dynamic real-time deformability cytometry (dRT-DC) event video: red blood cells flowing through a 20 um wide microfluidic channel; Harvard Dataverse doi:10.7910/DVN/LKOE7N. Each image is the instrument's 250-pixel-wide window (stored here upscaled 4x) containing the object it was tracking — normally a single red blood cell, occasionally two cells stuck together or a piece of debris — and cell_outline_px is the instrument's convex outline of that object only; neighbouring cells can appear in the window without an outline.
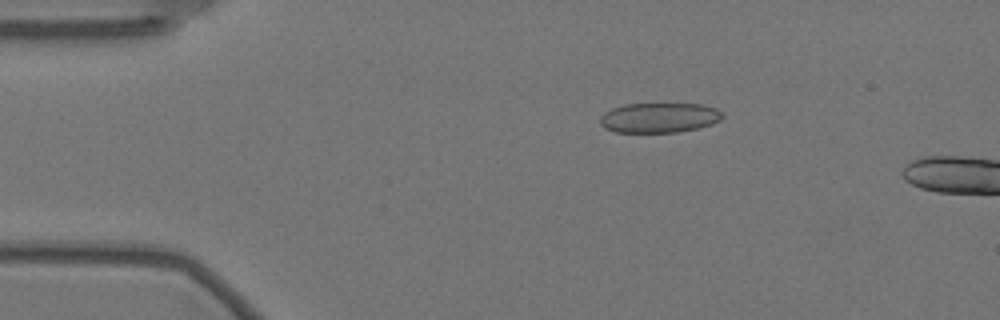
{"species": "Egyptian fruit bat (a non-hibernating species)", "species_latin": "Rousettus aegyptiacus", "temperature_condition": "warm", "stored_images_in_passage": 7, "camera_frame_rate_fps": 3000, "um_per_image_px": 0.085, "animal": {"sex": "female"}, "frame": {"image": 1, "passage_image": 2, "time_ms": 0.333, "image_size_px": [1000, 320], "cell_outline_px": [[724, 116], [720, 120], [712, 124], [696, 128], [676, 132], [616, 132], [604, 128], [600, 124], [600, 116], [604, 112], [612, 108], [624, 104], [704, 104], [716, 108]], "centroid_in_image_um": [56.01, 10.0], "position_along_channel_um": 29.0, "area_um2": 21.33}}